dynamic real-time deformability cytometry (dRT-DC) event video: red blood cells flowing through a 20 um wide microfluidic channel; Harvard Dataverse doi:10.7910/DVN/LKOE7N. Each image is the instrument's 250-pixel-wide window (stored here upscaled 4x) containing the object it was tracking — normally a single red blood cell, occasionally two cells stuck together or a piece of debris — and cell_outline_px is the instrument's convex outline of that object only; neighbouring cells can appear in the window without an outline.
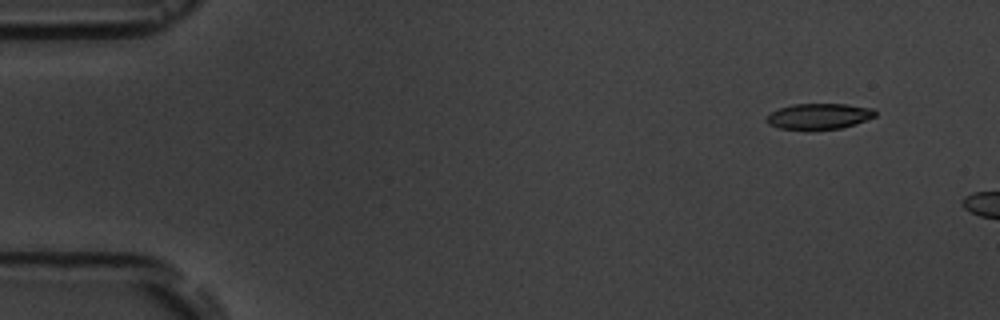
{"species": "common noctule bat (a hibernating species)", "species_latin": "Nyctalus noctula", "temperature_condition": "room temperature", "stored_images_in_passage": 3, "camera_frame_rate_fps": 3000, "um_per_image_px": 0.085, "animal": {"sex": "male", "body_mass_g": 19.5, "forearm_length_mm": 54.6}, "frame": {"image": 1, "passage_image": 1, "time_ms": 0.0, "image_size_px": [1000, 320], "cell_outline_px": [[876, 116], [856, 124], [840, 128], [808, 132], [780, 128], [768, 124], [764, 120], [772, 112], [780, 108], [792, 104], [848, 104], [872, 108], [876, 112]], "centroid_in_image_um": [69.6, 9.92], "position_along_channel_um": 15.4, "area_um2": 16.82}}